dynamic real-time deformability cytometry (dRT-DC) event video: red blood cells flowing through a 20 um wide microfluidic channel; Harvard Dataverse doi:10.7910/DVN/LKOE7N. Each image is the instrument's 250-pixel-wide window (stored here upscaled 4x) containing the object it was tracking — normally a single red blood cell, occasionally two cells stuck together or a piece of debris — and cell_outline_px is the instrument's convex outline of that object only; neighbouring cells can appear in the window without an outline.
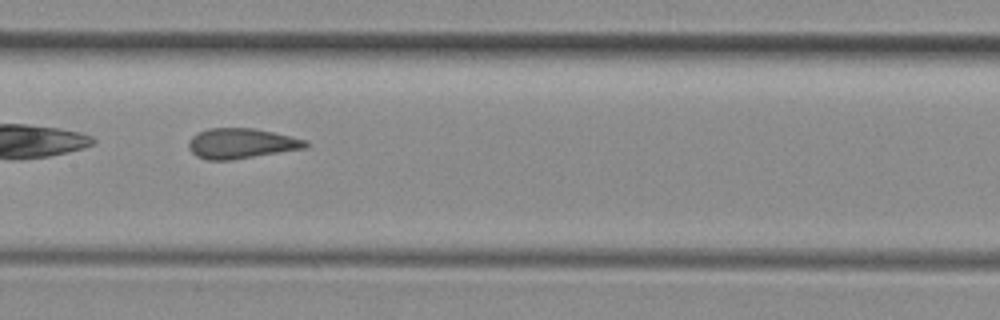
{"species": "common noctule bat (a hibernating species)", "species_latin": "Nyctalus noctula", "temperature_condition": "room temperature", "stored_images_in_passage": 28, "camera_frame_rate_fps": 3000, "um_per_image_px": 0.085, "animal": {"sex": "female", "body_mass_g": 29.2, "forearm_length_mm": 56.3}, "frame": {"image": 1, "passage_image": 9, "time_ms": 2.667, "image_size_px": [1000, 320], "cell_outline_px": [[312, 144], [304, 148], [232, 160], [208, 160], [196, 156], [188, 148], [188, 140], [192, 136], [208, 128], [252, 128], [272, 132], [308, 140]], "centroid_in_image_um": [20.5, 12.19], "position_along_channel_um": 186.9, "area_um2": 20.58}}